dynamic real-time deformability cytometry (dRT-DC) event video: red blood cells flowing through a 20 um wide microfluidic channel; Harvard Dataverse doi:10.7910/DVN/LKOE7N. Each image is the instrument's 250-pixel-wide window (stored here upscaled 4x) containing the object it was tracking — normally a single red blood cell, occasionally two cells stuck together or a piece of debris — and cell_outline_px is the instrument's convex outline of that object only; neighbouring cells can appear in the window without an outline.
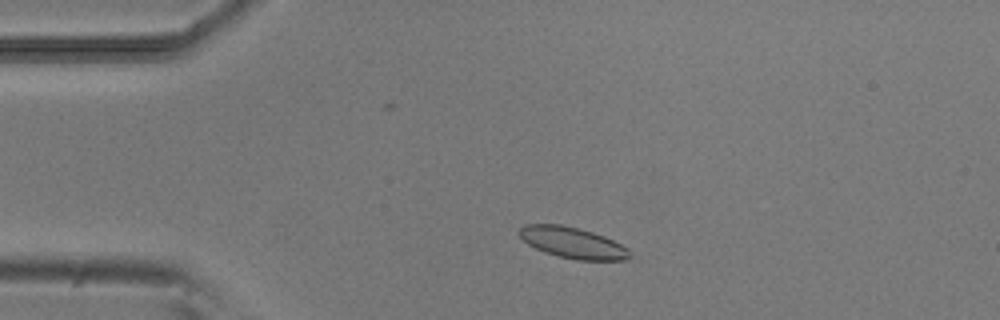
{"species": "common noctule bat (a hibernating species)", "species_latin": "Nyctalus noctula", "temperature_condition": "room temperature", "stored_images_in_passage": 44, "camera_frame_rate_fps": 3000, "um_per_image_px": 0.085, "animal": {"sex": "male", "body_mass_g": 20.5, "forearm_length_mm": 52.5}, "frame": {"image": 1, "passage_image": 2, "time_ms": 0.333, "image_size_px": [1000, 320], "cell_outline_px": [[636, 260], [576, 260], [544, 252], [528, 244], [516, 232], [524, 224], [560, 224], [592, 232], [604, 236], [628, 248]], "centroid_in_image_um": [48.72, 20.64], "position_along_channel_um": 36.3, "area_um2": 20.11}}
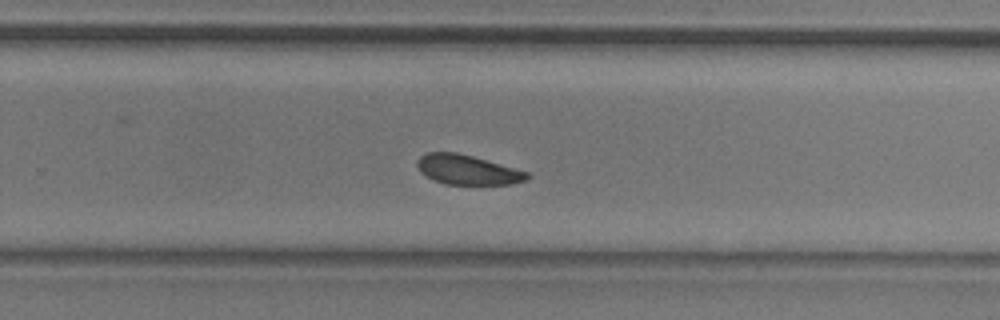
{"frame": {"image": 2, "passage_image": 25, "time_ms": 8.0, "image_size_px": [1000, 320], "cell_outline_px": [[532, 176], [528, 180], [512, 184], [444, 184], [432, 180], [420, 172], [416, 164], [416, 160], [420, 156], [428, 152], [456, 152], [472, 156], [528, 172]], "centroid_in_image_um": [39.71, 14.44], "position_along_channel_um": 290.1, "area_um2": 19.07}}
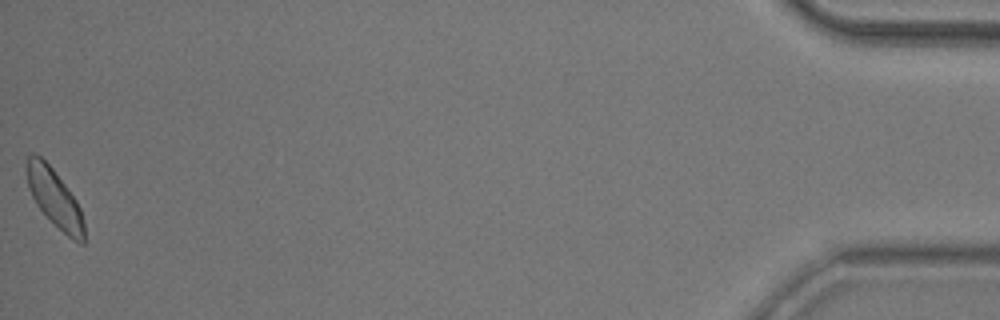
{"frame": {"image": 3, "passage_image": 44, "time_ms": 14.333, "image_size_px": [1000, 320], "cell_outline_px": [[84, 244], [80, 244], [72, 240], [36, 204], [28, 188], [28, 156], [32, 152], [40, 156], [52, 168], [76, 200], [80, 208], [84, 220]], "centroid_in_image_um": [4.67, 16.86], "position_along_channel_um": 430.5, "area_um2": 18.73}, "authors_computed_cell_mechanics": {"area_um2": 19.9121, "velocity_mm_per_s": 3.764, "shape_relaxation_time_tau1_ms": 2.9266, "shape_relaxation_time_tau2_ms": 3.8113, "deformation_change_tau1": 0.0765, "deformation_change_tau2": 0.066}}